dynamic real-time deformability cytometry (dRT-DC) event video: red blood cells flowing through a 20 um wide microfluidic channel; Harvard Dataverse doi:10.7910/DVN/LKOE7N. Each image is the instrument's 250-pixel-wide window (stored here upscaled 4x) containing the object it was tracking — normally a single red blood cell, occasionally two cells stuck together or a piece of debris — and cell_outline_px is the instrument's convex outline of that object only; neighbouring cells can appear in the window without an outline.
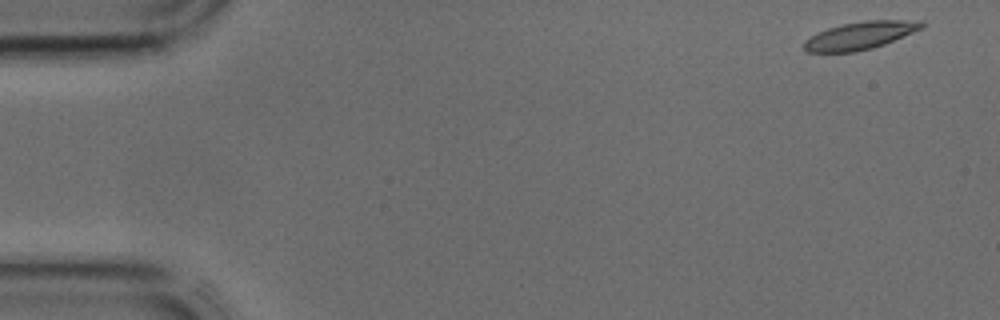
{"species": "common noctule bat (a hibernating species)", "species_latin": "Nyctalus noctula", "temperature_condition": "cold", "stored_images_in_passage": 37, "camera_frame_rate_fps": 3000, "um_per_image_px": 0.085, "animal": {"sex": "male", "body_mass_g": 17.9, "forearm_length_mm": 54.2}, "frame": {"image": 1, "passage_image": 1, "time_ms": 0.0, "image_size_px": [1000, 320], "cell_outline_px": [[924, 28], [884, 44], [872, 48], [856, 52], [808, 52], [804, 48], [804, 40], [828, 28], [844, 24], [864, 20], [924, 20]], "centroid_in_image_um": [73.17, 3.01], "position_along_channel_um": 11.8, "area_um2": 18.9}}
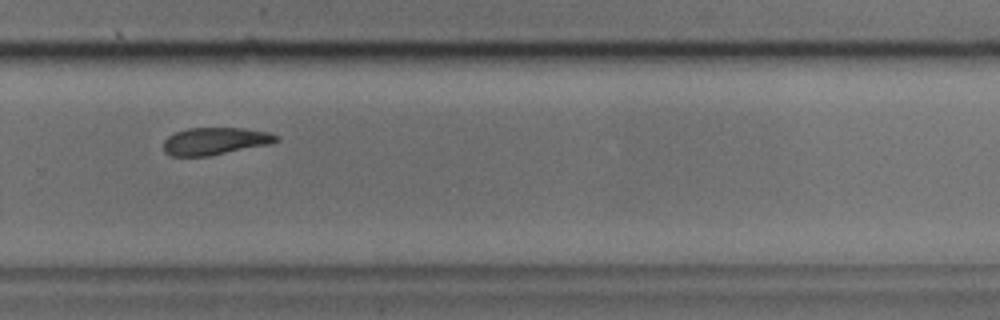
{"frame": {"image": 2, "passage_image": 28, "time_ms": 9.0, "image_size_px": [1000, 320], "cell_outline_px": [[280, 140], [272, 144], [208, 156], [172, 156], [164, 152], [164, 140], [168, 136], [176, 132], [188, 128], [244, 128], [268, 132], [280, 136]], "centroid_in_image_um": [18.32, 11.99], "position_along_channel_um": 311.5, "area_um2": 18.09}}
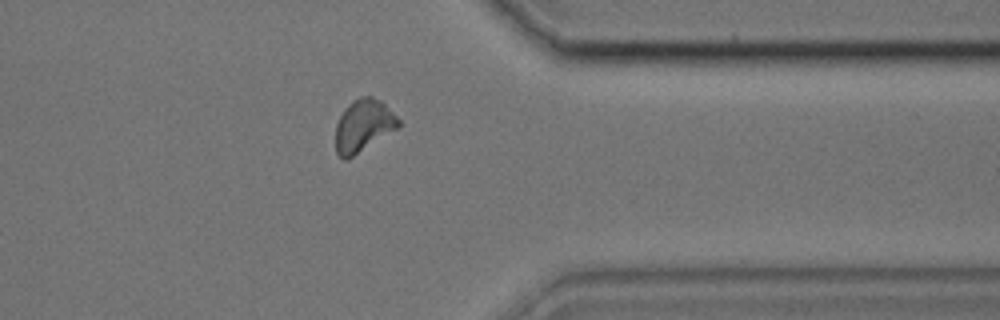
{"frame": {"image": 3, "passage_image": 33, "time_ms": 10.667, "image_size_px": [1000, 320], "cell_outline_px": [[400, 128], [348, 160], [344, 160], [336, 152], [336, 124], [344, 108], [352, 100], [360, 96], [372, 96], [380, 100], [400, 120]], "centroid_in_image_um": [30.9, 10.7], "position_along_channel_um": 380.5, "area_um2": 19.48}}